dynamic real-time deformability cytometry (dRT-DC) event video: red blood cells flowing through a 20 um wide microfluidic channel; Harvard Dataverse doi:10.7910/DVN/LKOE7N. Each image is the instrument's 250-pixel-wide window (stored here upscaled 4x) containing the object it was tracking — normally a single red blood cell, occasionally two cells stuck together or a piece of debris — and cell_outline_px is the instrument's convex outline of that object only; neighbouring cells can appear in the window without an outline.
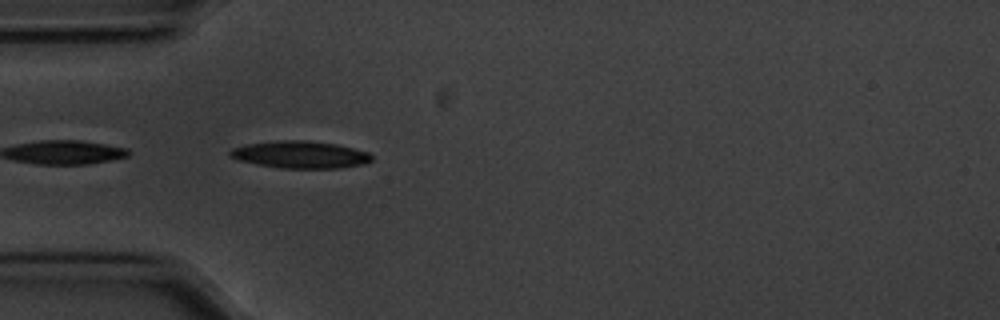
{"species": "common noctule bat (a hibernating species)", "species_latin": "Nyctalus noctula", "temperature_condition": "cold", "stored_images_in_passage": 16, "camera_frame_rate_fps": 3000, "um_per_image_px": 0.085, "animal": {"sex": "male", "body_mass_g": 20.1, "forearm_length_mm": 53.5}, "frame": {"image": 1, "passage_image": 1, "time_ms": 0.0, "image_size_px": [1000, 320], "cell_outline_px": [[372, 160], [364, 164], [340, 168], [284, 168], [260, 164], [240, 160], [228, 156], [228, 152], [232, 148], [248, 144], [276, 140], [308, 140], [336, 144], [368, 152], [372, 156]], "centroid_in_image_um": [25.54, 13.13], "position_along_channel_um": 59.5, "area_um2": 22.31}}